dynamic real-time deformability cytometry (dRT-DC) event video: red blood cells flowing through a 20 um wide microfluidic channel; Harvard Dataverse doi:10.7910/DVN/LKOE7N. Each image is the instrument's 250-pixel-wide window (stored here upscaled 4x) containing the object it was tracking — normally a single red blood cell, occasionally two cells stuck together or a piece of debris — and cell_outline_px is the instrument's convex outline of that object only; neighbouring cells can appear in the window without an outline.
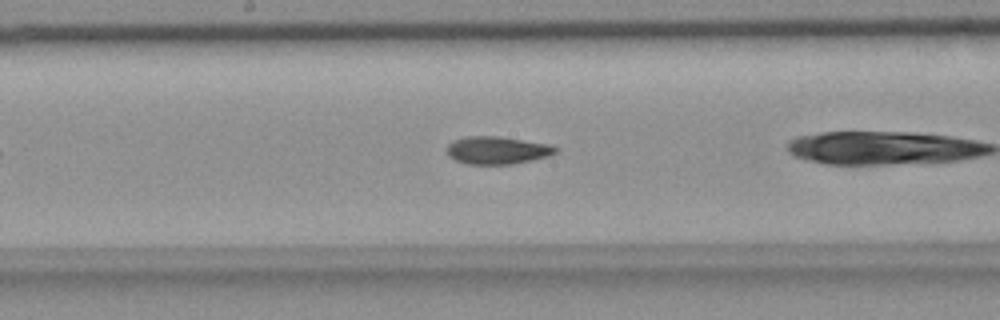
{"species": "common noctule bat (a hibernating species)", "species_latin": "Nyctalus noctula", "temperature_condition": "room temperature", "stored_images_in_passage": 25, "camera_frame_rate_fps": 3000, "um_per_image_px": 0.085, "animal": {"sex": "female", "body_mass_g": 18.4}, "frame": {"image": 1, "passage_image": 11, "time_ms": 3.333, "image_size_px": [1000, 320], "cell_outline_px": [[560, 148], [556, 152], [548, 156], [532, 160], [512, 164], [468, 164], [456, 160], [448, 156], [448, 144], [452, 140], [464, 136], [496, 136], [548, 144]], "centroid_in_image_um": [42.25, 12.77], "position_along_channel_um": 206.0, "area_um2": 17.46}}